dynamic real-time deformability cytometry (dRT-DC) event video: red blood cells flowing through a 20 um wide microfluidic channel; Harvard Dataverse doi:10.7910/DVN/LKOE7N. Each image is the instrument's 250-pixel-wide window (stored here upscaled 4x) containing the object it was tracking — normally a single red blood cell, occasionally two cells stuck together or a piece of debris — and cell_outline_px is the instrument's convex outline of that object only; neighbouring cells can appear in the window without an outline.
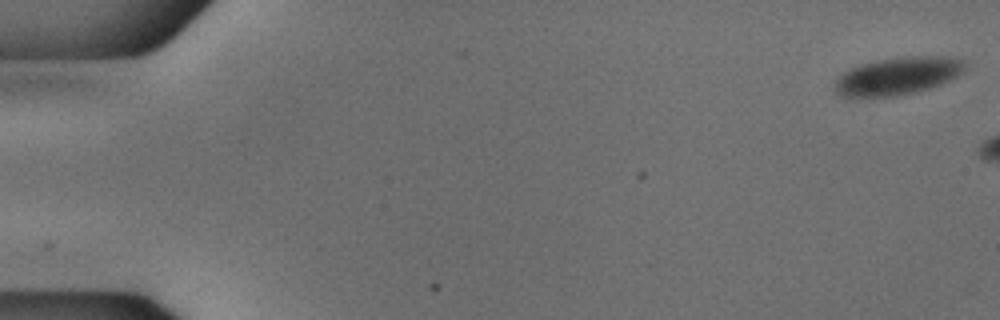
{"species": "common noctule bat (a hibernating species)", "species_latin": "Nyctalus noctula", "temperature_condition": "cold", "stored_images_in_passage": 13, "camera_frame_rate_fps": 3000, "um_per_image_px": 0.085, "animal": {"sex": "male", "body_mass_g": 18.8}, "frame": {"image": 1, "passage_image": 1, "time_ms": 0.0, "image_size_px": [1000, 320], "cell_outline_px": [[964, 68], [956, 76], [940, 84], [928, 88], [896, 96], [848, 100], [840, 96], [836, 92], [836, 80], [844, 72], [860, 64], [876, 60], [904, 56], [952, 56], [964, 60]], "centroid_in_image_um": [76.23, 6.48], "position_along_channel_um": 8.8, "area_um2": 28.9}}